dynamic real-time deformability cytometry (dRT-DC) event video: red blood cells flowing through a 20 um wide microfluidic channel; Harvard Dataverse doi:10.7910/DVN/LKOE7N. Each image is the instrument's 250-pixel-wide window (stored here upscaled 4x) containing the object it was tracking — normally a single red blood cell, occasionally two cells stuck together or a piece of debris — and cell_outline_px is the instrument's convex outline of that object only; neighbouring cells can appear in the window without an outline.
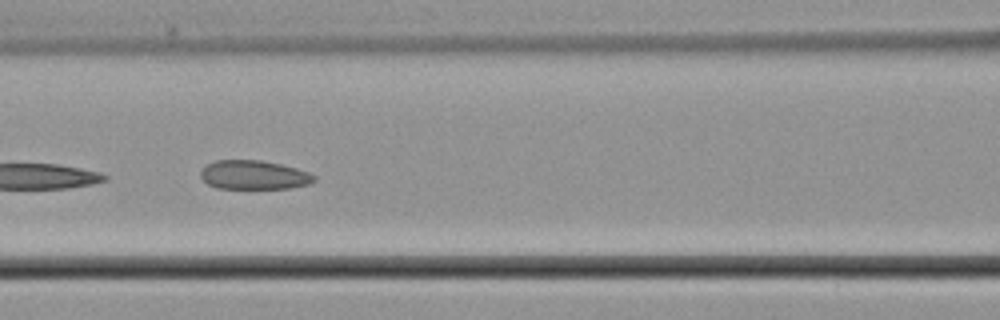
{"species": "common noctule bat (a hibernating species)", "species_latin": "Nyctalus noctula", "temperature_condition": "cold", "stored_images_in_passage": 10, "camera_frame_rate_fps": 3000, "um_per_image_px": 0.085, "animal": {"sex": "male", "body_mass_g": 21.5, "forearm_length_mm": 52.0}, "frame": {"image": 1, "passage_image": 7, "time_ms": 8.333, "image_size_px": [1000, 320], "cell_outline_px": [[316, 180], [308, 184], [292, 188], [216, 188], [208, 184], [200, 176], [200, 172], [208, 164], [216, 160], [260, 160], [280, 164], [296, 168], [308, 172], [316, 176]], "centroid_in_image_um": [21.59, 14.87], "position_along_channel_um": 145.0, "area_um2": 19.07}}
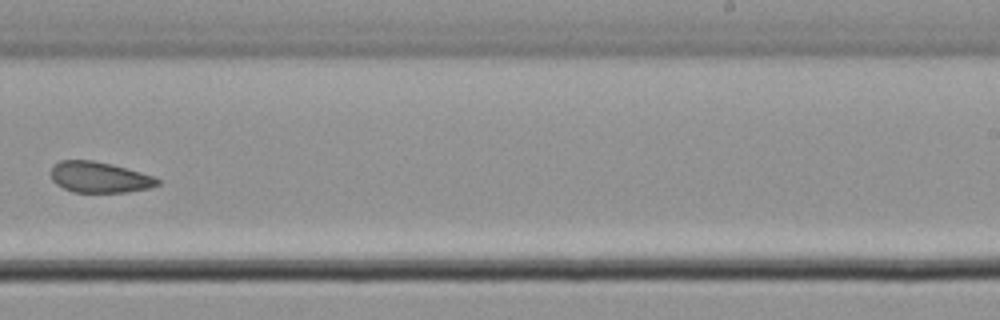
{"frame": {"image": 2, "passage_image": 10, "time_ms": 12.0, "image_size_px": [1000, 320], "cell_outline_px": [[160, 184], [148, 188], [128, 192], [72, 192], [56, 184], [52, 180], [52, 168], [60, 160], [92, 160], [112, 164], [156, 176], [160, 180]], "centroid_in_image_um": [8.49, 15.07], "position_along_channel_um": 280.5, "area_um2": 19.19}}